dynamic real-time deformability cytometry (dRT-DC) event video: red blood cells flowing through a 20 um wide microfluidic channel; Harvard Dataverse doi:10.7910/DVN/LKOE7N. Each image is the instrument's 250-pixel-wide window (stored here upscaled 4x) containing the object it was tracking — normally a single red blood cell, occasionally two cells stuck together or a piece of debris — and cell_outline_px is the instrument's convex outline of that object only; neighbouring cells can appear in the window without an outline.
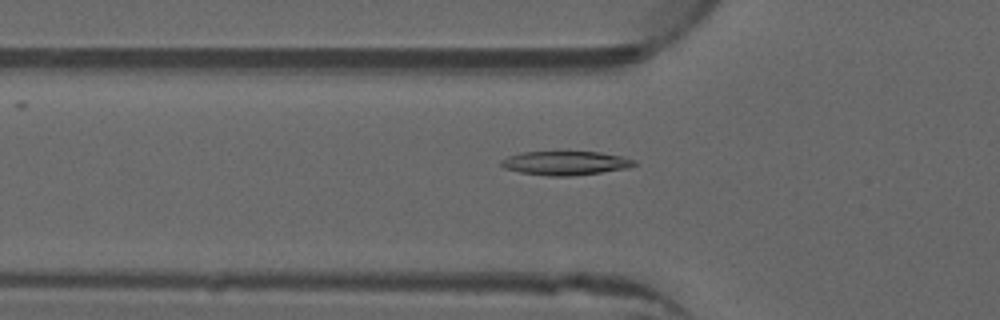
{"species": "common noctule bat (a hibernating species)", "species_latin": "Nyctalus noctula", "temperature_condition": "warm", "stored_images_in_passage": 52, "camera_frame_rate_fps": 3000, "um_per_image_px": 0.085, "animal": {"sex": "male", "forearm_length_mm": 52.5}, "frame": {"image": 1, "passage_image": 18, "time_ms": 5.667, "image_size_px": [1000, 320], "cell_outline_px": [[640, 164], [628, 168], [600, 172], [568, 176], [548, 176], [520, 172], [504, 168], [500, 164], [500, 160], [508, 156], [520, 152], [600, 152], [620, 156], [636, 160]], "centroid_in_image_um": [48.07, 13.86], "position_along_channel_um": 77.7, "area_um2": 18.55}}
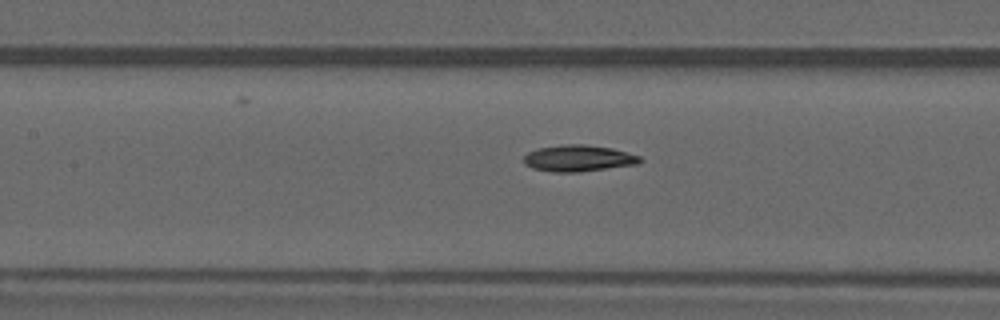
{"frame": {"image": 2, "passage_image": 24, "time_ms": 7.667, "image_size_px": [1000, 320], "cell_outline_px": [[644, 160], [640, 164], [580, 172], [552, 172], [532, 168], [524, 164], [524, 156], [528, 152], [540, 148], [560, 144], [584, 144], [612, 148], [640, 156]], "centroid_in_image_um": [49.19, 13.46], "position_along_channel_um": 158.2, "area_um2": 18.09}}
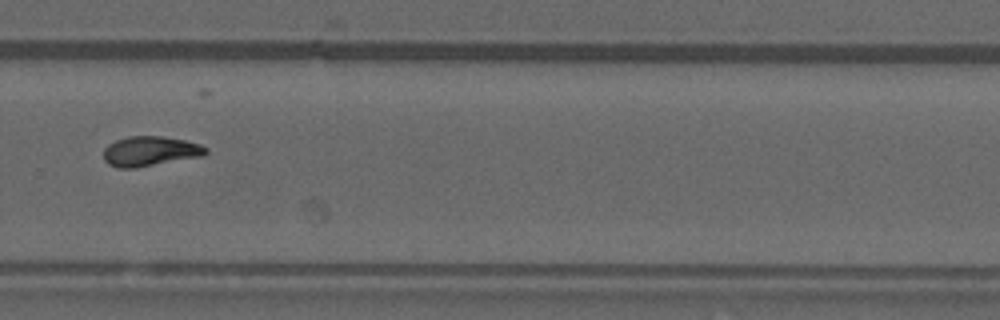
{"frame": {"image": 3, "passage_image": 36, "time_ms": 11.667, "image_size_px": [1000, 320], "cell_outline_px": [[208, 152], [204, 156], [136, 168], [120, 168], [108, 164], [104, 160], [104, 148], [108, 144], [116, 140], [128, 136], [160, 136], [184, 140], [200, 144], [208, 148]], "centroid_in_image_um": [12.77, 12.86], "position_along_channel_um": 317.0, "area_um2": 17.92}, "authors_computed_cell_mechanics": {"area_um2": 17.4845, "velocity_mm_per_s": 3.9925, "shape_relaxation_time_tau1_ms": 8.0417, "shape_relaxation_time_tau2_ms": null, "deformation_change_tau1": 0.2335, "deformation_change_tau2": null}}